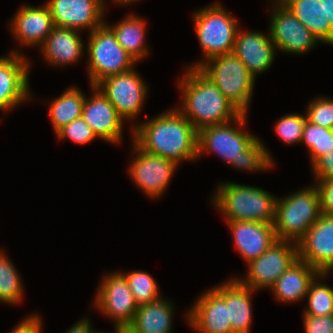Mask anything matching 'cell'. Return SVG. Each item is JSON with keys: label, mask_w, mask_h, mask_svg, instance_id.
<instances>
[{"label": "cell", "mask_w": 333, "mask_h": 333, "mask_svg": "<svg viewBox=\"0 0 333 333\" xmlns=\"http://www.w3.org/2000/svg\"><path fill=\"white\" fill-rule=\"evenodd\" d=\"M40 328L41 319L33 315L19 323L11 333H40Z\"/></svg>", "instance_id": "f35d334b"}, {"label": "cell", "mask_w": 333, "mask_h": 333, "mask_svg": "<svg viewBox=\"0 0 333 333\" xmlns=\"http://www.w3.org/2000/svg\"><path fill=\"white\" fill-rule=\"evenodd\" d=\"M301 141L309 148L313 165L321 156L333 150V129L313 124L306 119Z\"/></svg>", "instance_id": "f1b7e54d"}, {"label": "cell", "mask_w": 333, "mask_h": 333, "mask_svg": "<svg viewBox=\"0 0 333 333\" xmlns=\"http://www.w3.org/2000/svg\"><path fill=\"white\" fill-rule=\"evenodd\" d=\"M17 52L9 57H0V109L15 107L28 99L29 61Z\"/></svg>", "instance_id": "e0dca14e"}, {"label": "cell", "mask_w": 333, "mask_h": 333, "mask_svg": "<svg viewBox=\"0 0 333 333\" xmlns=\"http://www.w3.org/2000/svg\"><path fill=\"white\" fill-rule=\"evenodd\" d=\"M172 310V303L162 298L141 305L127 328L133 333H170Z\"/></svg>", "instance_id": "484cf974"}, {"label": "cell", "mask_w": 333, "mask_h": 333, "mask_svg": "<svg viewBox=\"0 0 333 333\" xmlns=\"http://www.w3.org/2000/svg\"><path fill=\"white\" fill-rule=\"evenodd\" d=\"M324 3L326 19H329L333 30V0H320Z\"/></svg>", "instance_id": "60d3db41"}, {"label": "cell", "mask_w": 333, "mask_h": 333, "mask_svg": "<svg viewBox=\"0 0 333 333\" xmlns=\"http://www.w3.org/2000/svg\"><path fill=\"white\" fill-rule=\"evenodd\" d=\"M115 107L123 119L140 114L147 86L134 69L103 78L95 85Z\"/></svg>", "instance_id": "30bf717a"}, {"label": "cell", "mask_w": 333, "mask_h": 333, "mask_svg": "<svg viewBox=\"0 0 333 333\" xmlns=\"http://www.w3.org/2000/svg\"><path fill=\"white\" fill-rule=\"evenodd\" d=\"M118 333H133V332L129 330L127 327H120L118 328Z\"/></svg>", "instance_id": "b9f144b4"}, {"label": "cell", "mask_w": 333, "mask_h": 333, "mask_svg": "<svg viewBox=\"0 0 333 333\" xmlns=\"http://www.w3.org/2000/svg\"><path fill=\"white\" fill-rule=\"evenodd\" d=\"M92 88L95 94L89 99L85 98L82 117L97 137L108 142L119 143L124 119L100 89L96 86Z\"/></svg>", "instance_id": "2e32d148"}, {"label": "cell", "mask_w": 333, "mask_h": 333, "mask_svg": "<svg viewBox=\"0 0 333 333\" xmlns=\"http://www.w3.org/2000/svg\"><path fill=\"white\" fill-rule=\"evenodd\" d=\"M207 61V64L198 62L193 68H198L214 82L241 113H247L255 78L246 66L233 52L214 56Z\"/></svg>", "instance_id": "8992f818"}, {"label": "cell", "mask_w": 333, "mask_h": 333, "mask_svg": "<svg viewBox=\"0 0 333 333\" xmlns=\"http://www.w3.org/2000/svg\"><path fill=\"white\" fill-rule=\"evenodd\" d=\"M101 282L94 304L114 319L116 328L127 327L138 309L127 280L122 273H113Z\"/></svg>", "instance_id": "8fae6325"}, {"label": "cell", "mask_w": 333, "mask_h": 333, "mask_svg": "<svg viewBox=\"0 0 333 333\" xmlns=\"http://www.w3.org/2000/svg\"><path fill=\"white\" fill-rule=\"evenodd\" d=\"M122 48L137 62L148 54L144 45L146 23L134 15L128 16L117 25L108 26Z\"/></svg>", "instance_id": "4316f807"}, {"label": "cell", "mask_w": 333, "mask_h": 333, "mask_svg": "<svg viewBox=\"0 0 333 333\" xmlns=\"http://www.w3.org/2000/svg\"><path fill=\"white\" fill-rule=\"evenodd\" d=\"M104 0H49L46 5L54 26L79 30L100 27L104 21Z\"/></svg>", "instance_id": "9a60e30c"}, {"label": "cell", "mask_w": 333, "mask_h": 333, "mask_svg": "<svg viewBox=\"0 0 333 333\" xmlns=\"http://www.w3.org/2000/svg\"><path fill=\"white\" fill-rule=\"evenodd\" d=\"M55 134L60 139L68 137L78 144H87L97 137L82 116L63 126Z\"/></svg>", "instance_id": "e575fe53"}, {"label": "cell", "mask_w": 333, "mask_h": 333, "mask_svg": "<svg viewBox=\"0 0 333 333\" xmlns=\"http://www.w3.org/2000/svg\"><path fill=\"white\" fill-rule=\"evenodd\" d=\"M318 275V276H317ZM301 259L295 260L271 287L276 298L282 302H293L307 296L310 283L317 277L326 276Z\"/></svg>", "instance_id": "7402d4cb"}, {"label": "cell", "mask_w": 333, "mask_h": 333, "mask_svg": "<svg viewBox=\"0 0 333 333\" xmlns=\"http://www.w3.org/2000/svg\"><path fill=\"white\" fill-rule=\"evenodd\" d=\"M96 333H98V332H96ZM99 333H101V332H99ZM115 333H118V328H115Z\"/></svg>", "instance_id": "ee69618b"}, {"label": "cell", "mask_w": 333, "mask_h": 333, "mask_svg": "<svg viewBox=\"0 0 333 333\" xmlns=\"http://www.w3.org/2000/svg\"><path fill=\"white\" fill-rule=\"evenodd\" d=\"M41 48L49 63L64 66L78 60L84 45L78 30L54 26Z\"/></svg>", "instance_id": "cb8c5ba5"}, {"label": "cell", "mask_w": 333, "mask_h": 333, "mask_svg": "<svg viewBox=\"0 0 333 333\" xmlns=\"http://www.w3.org/2000/svg\"><path fill=\"white\" fill-rule=\"evenodd\" d=\"M235 246L248 263L262 255L275 241L273 223L257 221H227Z\"/></svg>", "instance_id": "d6986e66"}, {"label": "cell", "mask_w": 333, "mask_h": 333, "mask_svg": "<svg viewBox=\"0 0 333 333\" xmlns=\"http://www.w3.org/2000/svg\"><path fill=\"white\" fill-rule=\"evenodd\" d=\"M306 116L289 114L279 119L276 123V133L286 143L301 142Z\"/></svg>", "instance_id": "d6a6232c"}, {"label": "cell", "mask_w": 333, "mask_h": 333, "mask_svg": "<svg viewBox=\"0 0 333 333\" xmlns=\"http://www.w3.org/2000/svg\"><path fill=\"white\" fill-rule=\"evenodd\" d=\"M15 267L0 251V300L7 303H17L22 298L23 288Z\"/></svg>", "instance_id": "4dcf8cb0"}, {"label": "cell", "mask_w": 333, "mask_h": 333, "mask_svg": "<svg viewBox=\"0 0 333 333\" xmlns=\"http://www.w3.org/2000/svg\"><path fill=\"white\" fill-rule=\"evenodd\" d=\"M84 101L85 96L75 87L65 91L55 101L53 100L49 107V115L55 132L82 116Z\"/></svg>", "instance_id": "83f0119b"}, {"label": "cell", "mask_w": 333, "mask_h": 333, "mask_svg": "<svg viewBox=\"0 0 333 333\" xmlns=\"http://www.w3.org/2000/svg\"><path fill=\"white\" fill-rule=\"evenodd\" d=\"M321 42L333 45V30L320 0H280Z\"/></svg>", "instance_id": "d4e9b609"}, {"label": "cell", "mask_w": 333, "mask_h": 333, "mask_svg": "<svg viewBox=\"0 0 333 333\" xmlns=\"http://www.w3.org/2000/svg\"><path fill=\"white\" fill-rule=\"evenodd\" d=\"M275 241L262 255L248 263L246 280L238 279L252 290L272 287L276 280L298 259V245Z\"/></svg>", "instance_id": "9c48e42d"}, {"label": "cell", "mask_w": 333, "mask_h": 333, "mask_svg": "<svg viewBox=\"0 0 333 333\" xmlns=\"http://www.w3.org/2000/svg\"><path fill=\"white\" fill-rule=\"evenodd\" d=\"M134 150L138 156L130 165V175L134 182L146 192L147 195L157 197L168 186L177 163L173 160L160 157L142 150L135 142Z\"/></svg>", "instance_id": "5bb4252c"}, {"label": "cell", "mask_w": 333, "mask_h": 333, "mask_svg": "<svg viewBox=\"0 0 333 333\" xmlns=\"http://www.w3.org/2000/svg\"><path fill=\"white\" fill-rule=\"evenodd\" d=\"M194 17L198 40L207 60L233 51L239 27L220 4L201 9Z\"/></svg>", "instance_id": "ba28073f"}, {"label": "cell", "mask_w": 333, "mask_h": 333, "mask_svg": "<svg viewBox=\"0 0 333 333\" xmlns=\"http://www.w3.org/2000/svg\"><path fill=\"white\" fill-rule=\"evenodd\" d=\"M15 38L22 44L43 45L54 28L53 18L48 6H23L11 22Z\"/></svg>", "instance_id": "44dd1931"}, {"label": "cell", "mask_w": 333, "mask_h": 333, "mask_svg": "<svg viewBox=\"0 0 333 333\" xmlns=\"http://www.w3.org/2000/svg\"><path fill=\"white\" fill-rule=\"evenodd\" d=\"M89 319H82L77 322L67 333H96L92 331Z\"/></svg>", "instance_id": "ab89813d"}, {"label": "cell", "mask_w": 333, "mask_h": 333, "mask_svg": "<svg viewBox=\"0 0 333 333\" xmlns=\"http://www.w3.org/2000/svg\"><path fill=\"white\" fill-rule=\"evenodd\" d=\"M134 127V142L144 151L175 161L198 157V131L178 110L172 109Z\"/></svg>", "instance_id": "6da1fadb"}, {"label": "cell", "mask_w": 333, "mask_h": 333, "mask_svg": "<svg viewBox=\"0 0 333 333\" xmlns=\"http://www.w3.org/2000/svg\"><path fill=\"white\" fill-rule=\"evenodd\" d=\"M306 333H333V315L310 316L304 315Z\"/></svg>", "instance_id": "8d00e7d4"}, {"label": "cell", "mask_w": 333, "mask_h": 333, "mask_svg": "<svg viewBox=\"0 0 333 333\" xmlns=\"http://www.w3.org/2000/svg\"><path fill=\"white\" fill-rule=\"evenodd\" d=\"M321 215L317 187L276 199L273 226L277 240L298 243Z\"/></svg>", "instance_id": "5b68a950"}, {"label": "cell", "mask_w": 333, "mask_h": 333, "mask_svg": "<svg viewBox=\"0 0 333 333\" xmlns=\"http://www.w3.org/2000/svg\"><path fill=\"white\" fill-rule=\"evenodd\" d=\"M228 124L211 125L198 131V156L210 150L236 168L260 171L273 166L269 152L257 137Z\"/></svg>", "instance_id": "3957f363"}, {"label": "cell", "mask_w": 333, "mask_h": 333, "mask_svg": "<svg viewBox=\"0 0 333 333\" xmlns=\"http://www.w3.org/2000/svg\"><path fill=\"white\" fill-rule=\"evenodd\" d=\"M87 51L91 86H95L107 76L128 72L136 64L118 43L113 31L104 23L90 32Z\"/></svg>", "instance_id": "52a82bcc"}, {"label": "cell", "mask_w": 333, "mask_h": 333, "mask_svg": "<svg viewBox=\"0 0 333 333\" xmlns=\"http://www.w3.org/2000/svg\"><path fill=\"white\" fill-rule=\"evenodd\" d=\"M225 300L228 307L232 333H249L252 318L250 287L233 278L214 288Z\"/></svg>", "instance_id": "603a6c76"}, {"label": "cell", "mask_w": 333, "mask_h": 333, "mask_svg": "<svg viewBox=\"0 0 333 333\" xmlns=\"http://www.w3.org/2000/svg\"><path fill=\"white\" fill-rule=\"evenodd\" d=\"M242 33L241 30H237L232 52L255 78L257 73L264 72L272 65L276 48L270 34L266 37L256 31Z\"/></svg>", "instance_id": "ffe728a7"}, {"label": "cell", "mask_w": 333, "mask_h": 333, "mask_svg": "<svg viewBox=\"0 0 333 333\" xmlns=\"http://www.w3.org/2000/svg\"><path fill=\"white\" fill-rule=\"evenodd\" d=\"M213 202L227 221L273 223L276 198L268 192L236 183L220 185Z\"/></svg>", "instance_id": "277c9868"}, {"label": "cell", "mask_w": 333, "mask_h": 333, "mask_svg": "<svg viewBox=\"0 0 333 333\" xmlns=\"http://www.w3.org/2000/svg\"><path fill=\"white\" fill-rule=\"evenodd\" d=\"M115 1H118L119 3L126 4V3H132L133 1H136V0H115Z\"/></svg>", "instance_id": "7bdbcfd3"}, {"label": "cell", "mask_w": 333, "mask_h": 333, "mask_svg": "<svg viewBox=\"0 0 333 333\" xmlns=\"http://www.w3.org/2000/svg\"><path fill=\"white\" fill-rule=\"evenodd\" d=\"M310 283L308 295V309L304 315L329 316L333 315V288L315 281Z\"/></svg>", "instance_id": "1f68e13d"}, {"label": "cell", "mask_w": 333, "mask_h": 333, "mask_svg": "<svg viewBox=\"0 0 333 333\" xmlns=\"http://www.w3.org/2000/svg\"><path fill=\"white\" fill-rule=\"evenodd\" d=\"M312 167L317 180L333 177V150L321 156Z\"/></svg>", "instance_id": "74e56055"}, {"label": "cell", "mask_w": 333, "mask_h": 333, "mask_svg": "<svg viewBox=\"0 0 333 333\" xmlns=\"http://www.w3.org/2000/svg\"><path fill=\"white\" fill-rule=\"evenodd\" d=\"M306 119L316 125L333 129V100L318 98L308 107Z\"/></svg>", "instance_id": "836d02e7"}, {"label": "cell", "mask_w": 333, "mask_h": 333, "mask_svg": "<svg viewBox=\"0 0 333 333\" xmlns=\"http://www.w3.org/2000/svg\"><path fill=\"white\" fill-rule=\"evenodd\" d=\"M298 258L319 273L333 269V216L321 214L297 243Z\"/></svg>", "instance_id": "4fadbf2b"}, {"label": "cell", "mask_w": 333, "mask_h": 333, "mask_svg": "<svg viewBox=\"0 0 333 333\" xmlns=\"http://www.w3.org/2000/svg\"><path fill=\"white\" fill-rule=\"evenodd\" d=\"M317 190L320 197L321 214L333 216V177L318 179Z\"/></svg>", "instance_id": "d590c367"}, {"label": "cell", "mask_w": 333, "mask_h": 333, "mask_svg": "<svg viewBox=\"0 0 333 333\" xmlns=\"http://www.w3.org/2000/svg\"><path fill=\"white\" fill-rule=\"evenodd\" d=\"M276 5L269 28L275 48L288 53L301 54L314 47L318 39L312 32L280 0Z\"/></svg>", "instance_id": "7c38bea8"}, {"label": "cell", "mask_w": 333, "mask_h": 333, "mask_svg": "<svg viewBox=\"0 0 333 333\" xmlns=\"http://www.w3.org/2000/svg\"><path fill=\"white\" fill-rule=\"evenodd\" d=\"M188 320L200 333H232L228 307L213 288L206 291L188 313Z\"/></svg>", "instance_id": "ac0fdd59"}, {"label": "cell", "mask_w": 333, "mask_h": 333, "mask_svg": "<svg viewBox=\"0 0 333 333\" xmlns=\"http://www.w3.org/2000/svg\"><path fill=\"white\" fill-rule=\"evenodd\" d=\"M128 282L137 306L149 304L160 298L158 286L153 277L143 271H133L122 274Z\"/></svg>", "instance_id": "f546056e"}, {"label": "cell", "mask_w": 333, "mask_h": 333, "mask_svg": "<svg viewBox=\"0 0 333 333\" xmlns=\"http://www.w3.org/2000/svg\"><path fill=\"white\" fill-rule=\"evenodd\" d=\"M178 85L183 90V107L178 109L199 131L203 127L229 123L243 126L241 113L198 68L190 67Z\"/></svg>", "instance_id": "7a4b0ae2"}]
</instances>
